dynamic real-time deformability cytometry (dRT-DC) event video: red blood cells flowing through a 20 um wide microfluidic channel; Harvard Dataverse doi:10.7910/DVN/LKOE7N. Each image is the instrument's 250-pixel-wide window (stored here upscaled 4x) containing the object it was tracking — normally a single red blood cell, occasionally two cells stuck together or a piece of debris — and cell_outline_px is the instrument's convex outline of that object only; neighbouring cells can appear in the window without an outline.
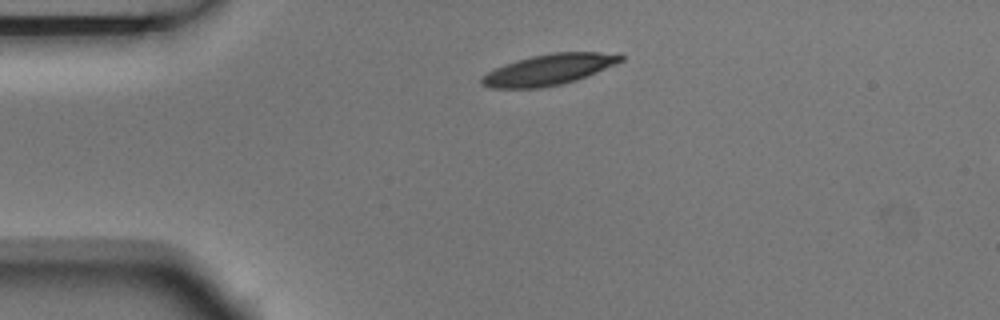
{"species": "Egyptian fruit bat (a non-hibernating species)", "species_latin": "Rousettus aegyptiacus", "temperature_condition": "room temperature", "stored_images_in_passage": 3, "segment_of_instrument_passage": [1, 2], "camera_frame_rate_fps": 3000, "um_per_image_px": 0.085, "animal": {"sex": "male"}, "frame": {"image": 1, "passage_image": 1, "time_ms": 0.0, "image_size_px": [1000, 320], "cell_outline_px": [[624, 60], [616, 64], [576, 80], [560, 84], [540, 88], [492, 88], [480, 84], [480, 80], [488, 72], [504, 64], [516, 60], [532, 56], [552, 52], [620, 52], [624, 56]], "centroid_in_image_um": [46.7, 5.9], "position_along_channel_um": 38.3, "area_um2": 25.03}}